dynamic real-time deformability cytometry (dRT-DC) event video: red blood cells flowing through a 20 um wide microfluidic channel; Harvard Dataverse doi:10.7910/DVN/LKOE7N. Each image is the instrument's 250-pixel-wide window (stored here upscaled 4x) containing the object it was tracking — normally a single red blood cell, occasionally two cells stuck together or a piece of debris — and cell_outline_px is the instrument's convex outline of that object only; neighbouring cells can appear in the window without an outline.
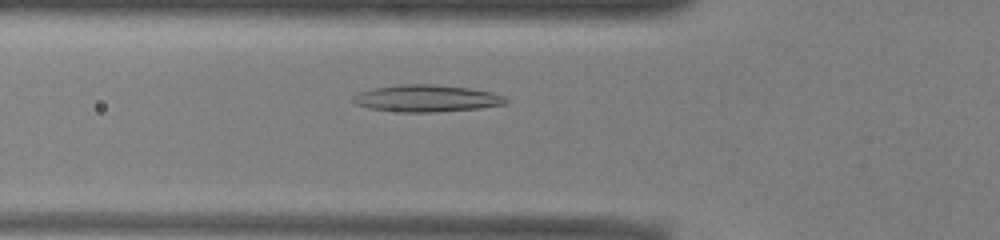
{"species": "common noctule bat (a hibernating species)", "species_latin": "Nyctalus noctula", "temperature_condition": "warm", "stored_images_in_passage": 26, "camera_frame_rate_fps": 3000, "um_per_image_px": 0.085, "animal": {"sex": "male", "body_mass_g": 13.0, "forearm_length_mm": 53.1}, "frame": {"image": 1, "passage_image": 3, "time_ms": 0.667, "image_size_px": [1000, 240], "cell_outline_px": [[508, 100], [504, 104], [476, 108], [436, 112], [404, 112], [368, 108], [356, 104], [352, 100], [352, 96], [360, 92], [372, 88], [404, 84], [432, 84], [468, 88], [492, 92], [504, 96]], "centroid_in_image_um": [36.23, 8.36], "position_along_channel_um": 89.6, "area_um2": 23.76}}
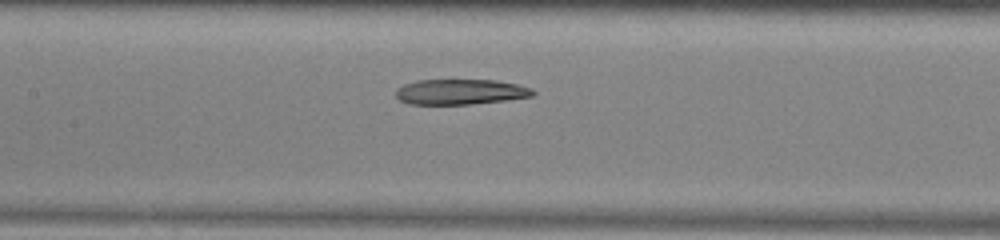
{"frame": {"image": 2, "passage_image": 9, "time_ms": 2.667, "image_size_px": [1000, 240], "cell_outline_px": [[536, 92], [532, 96], [508, 100], [472, 104], [408, 104], [400, 100], [396, 96], [396, 88], [404, 84], [416, 80], [496, 80], [516, 84], [532, 88]], "centroid_in_image_um": [39.14, 7.81], "position_along_channel_um": 168.3, "area_um2": 20.35}}
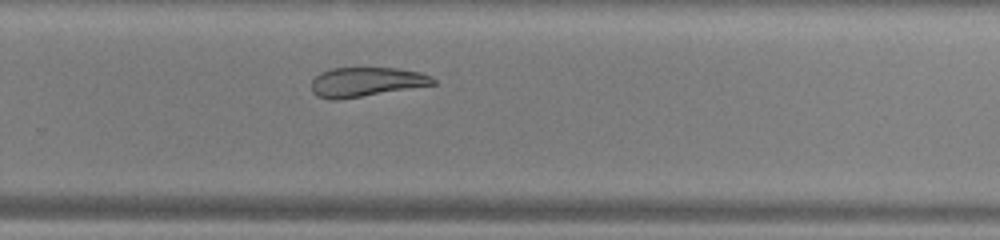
{"frame": {"image": 3, "passage_image": 19, "time_ms": 6.0, "image_size_px": [1000, 240], "cell_outline_px": [[436, 84], [336, 100], [328, 100], [316, 96], [312, 92], [312, 80], [320, 72], [332, 68], [400, 68], [420, 72], [436, 80]], "centroid_in_image_um": [31.08, 6.96], "position_along_channel_um": 298.7, "area_um2": 20.69}, "authors_computed_cell_mechanics": {"area_um2": 21.7906, "velocity_mm_per_s": 3.9269, "shape_relaxation_time_tau1_ms": null, "shape_relaxation_time_tau2_ms": 6.0847, "deformation_change_tau1": null, "deformation_change_tau2": 0.1604}}